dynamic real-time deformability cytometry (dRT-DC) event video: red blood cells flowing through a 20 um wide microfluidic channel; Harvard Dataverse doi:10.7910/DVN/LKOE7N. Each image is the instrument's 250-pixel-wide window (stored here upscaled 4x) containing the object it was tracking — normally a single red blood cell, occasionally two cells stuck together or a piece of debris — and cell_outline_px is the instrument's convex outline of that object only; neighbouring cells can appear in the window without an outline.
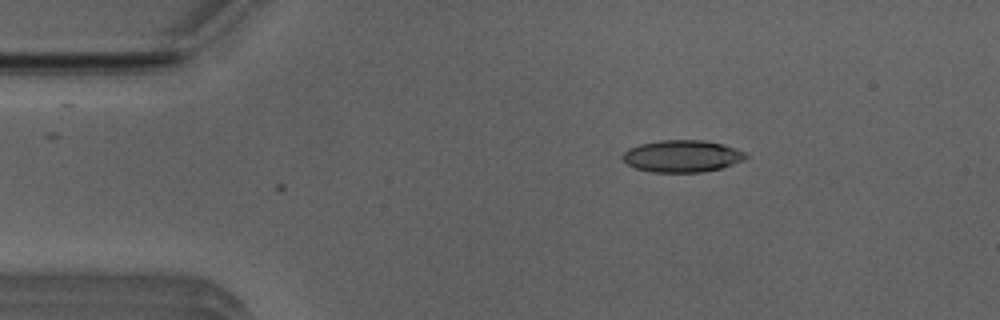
{"species": "Egyptian fruit bat (a non-hibernating species)", "species_latin": "Rousettus aegyptiacus", "temperature_condition": "room temperature", "stored_images_in_passage": 2, "camera_frame_rate_fps": 3000, "um_per_image_px": 0.085, "animal": {"sex": "male"}, "frame": {"image": 1, "passage_image": 2, "time_ms": 0.333, "image_size_px": [1000, 320], "cell_outline_px": [[748, 156], [744, 160], [720, 168], [700, 172], [652, 172], [636, 168], [628, 164], [620, 156], [628, 148], [640, 144], [660, 140], [700, 140], [720, 144], [736, 148], [748, 152]], "centroid_in_image_um": [57.98, 13.27], "position_along_channel_um": 27.0, "area_um2": 22.89}}